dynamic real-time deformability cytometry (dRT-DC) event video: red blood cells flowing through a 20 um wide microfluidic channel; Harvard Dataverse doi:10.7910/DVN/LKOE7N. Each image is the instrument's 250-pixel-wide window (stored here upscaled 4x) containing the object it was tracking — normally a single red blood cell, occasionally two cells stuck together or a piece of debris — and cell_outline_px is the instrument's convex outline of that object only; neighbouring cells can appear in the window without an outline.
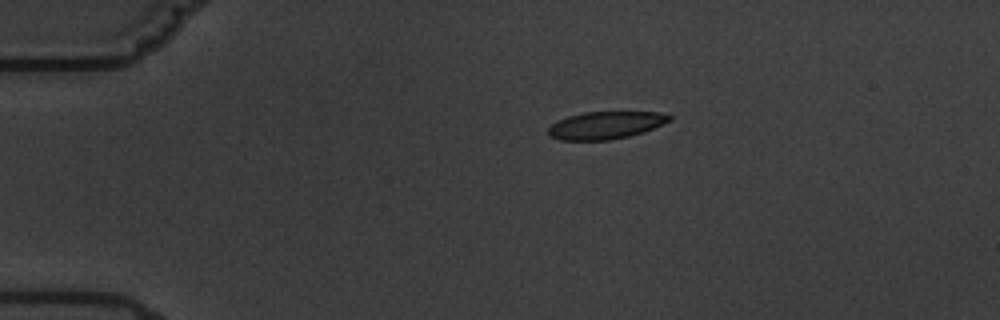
{"species": "common noctule bat (a hibernating species)", "species_latin": "Nyctalus noctula", "temperature_condition": "warm", "stored_images_in_passage": 5, "camera_frame_rate_fps": 3000, "um_per_image_px": 0.085, "animal": {"sex": "male", "body_mass_g": 19.5, "forearm_length_mm": 54.6}, "frame": {"image": 1, "passage_image": 3, "time_ms": 2.333, "image_size_px": [1000, 320], "cell_outline_px": [[672, 120], [644, 132], [628, 136], [608, 140], [560, 140], [548, 136], [548, 128], [556, 120], [568, 116], [584, 112], [660, 112], [672, 116]], "centroid_in_image_um": [51.46, 10.64], "position_along_channel_um": 33.5, "area_um2": 19.48}}